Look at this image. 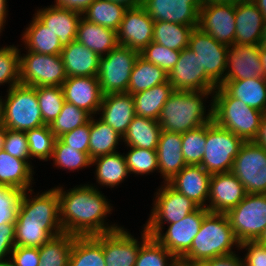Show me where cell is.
Returning <instances> with one entry per match:
<instances>
[{"label": "cell", "mask_w": 266, "mask_h": 266, "mask_svg": "<svg viewBox=\"0 0 266 266\" xmlns=\"http://www.w3.org/2000/svg\"><path fill=\"white\" fill-rule=\"evenodd\" d=\"M58 185L55 187L59 196L60 222L64 232L73 236H96L123 226L117 220L112 223L107 219L115 208L102 189L87 182L69 189H65L63 184Z\"/></svg>", "instance_id": "1"}, {"label": "cell", "mask_w": 266, "mask_h": 266, "mask_svg": "<svg viewBox=\"0 0 266 266\" xmlns=\"http://www.w3.org/2000/svg\"><path fill=\"white\" fill-rule=\"evenodd\" d=\"M63 232L55 186L44 191L22 192L15 215L16 246L39 248Z\"/></svg>", "instance_id": "2"}, {"label": "cell", "mask_w": 266, "mask_h": 266, "mask_svg": "<svg viewBox=\"0 0 266 266\" xmlns=\"http://www.w3.org/2000/svg\"><path fill=\"white\" fill-rule=\"evenodd\" d=\"M213 92L174 90L157 120L162 131L182 134L213 121Z\"/></svg>", "instance_id": "3"}, {"label": "cell", "mask_w": 266, "mask_h": 266, "mask_svg": "<svg viewBox=\"0 0 266 266\" xmlns=\"http://www.w3.org/2000/svg\"><path fill=\"white\" fill-rule=\"evenodd\" d=\"M239 248L240 242L226 213L209 212L204 217L190 249L179 259V263L180 266H193L208 259L233 254Z\"/></svg>", "instance_id": "4"}, {"label": "cell", "mask_w": 266, "mask_h": 266, "mask_svg": "<svg viewBox=\"0 0 266 266\" xmlns=\"http://www.w3.org/2000/svg\"><path fill=\"white\" fill-rule=\"evenodd\" d=\"M263 114L264 112L232 97L222 86H218L213 92V121L244 142L256 139Z\"/></svg>", "instance_id": "5"}, {"label": "cell", "mask_w": 266, "mask_h": 266, "mask_svg": "<svg viewBox=\"0 0 266 266\" xmlns=\"http://www.w3.org/2000/svg\"><path fill=\"white\" fill-rule=\"evenodd\" d=\"M2 125L14 131H27L44 124L36 87L18 84L0 94Z\"/></svg>", "instance_id": "6"}, {"label": "cell", "mask_w": 266, "mask_h": 266, "mask_svg": "<svg viewBox=\"0 0 266 266\" xmlns=\"http://www.w3.org/2000/svg\"><path fill=\"white\" fill-rule=\"evenodd\" d=\"M244 141L214 121L206 124L205 152L201 166L211 175L230 172Z\"/></svg>", "instance_id": "7"}, {"label": "cell", "mask_w": 266, "mask_h": 266, "mask_svg": "<svg viewBox=\"0 0 266 266\" xmlns=\"http://www.w3.org/2000/svg\"><path fill=\"white\" fill-rule=\"evenodd\" d=\"M19 65L22 85L62 86L67 78L60 54L44 55L19 49Z\"/></svg>", "instance_id": "8"}, {"label": "cell", "mask_w": 266, "mask_h": 266, "mask_svg": "<svg viewBox=\"0 0 266 266\" xmlns=\"http://www.w3.org/2000/svg\"><path fill=\"white\" fill-rule=\"evenodd\" d=\"M140 53L127 46L117 45L100 57L97 77L103 95L127 93L131 71Z\"/></svg>", "instance_id": "9"}, {"label": "cell", "mask_w": 266, "mask_h": 266, "mask_svg": "<svg viewBox=\"0 0 266 266\" xmlns=\"http://www.w3.org/2000/svg\"><path fill=\"white\" fill-rule=\"evenodd\" d=\"M226 215L240 243L257 241L266 227V194H247Z\"/></svg>", "instance_id": "10"}, {"label": "cell", "mask_w": 266, "mask_h": 266, "mask_svg": "<svg viewBox=\"0 0 266 266\" xmlns=\"http://www.w3.org/2000/svg\"><path fill=\"white\" fill-rule=\"evenodd\" d=\"M152 198V209L143 227H164L177 223L199 206L168 183H160Z\"/></svg>", "instance_id": "11"}, {"label": "cell", "mask_w": 266, "mask_h": 266, "mask_svg": "<svg viewBox=\"0 0 266 266\" xmlns=\"http://www.w3.org/2000/svg\"><path fill=\"white\" fill-rule=\"evenodd\" d=\"M209 212L207 208L199 207L179 222L167 224V228L144 227V229L179 260L190 249L204 217Z\"/></svg>", "instance_id": "12"}, {"label": "cell", "mask_w": 266, "mask_h": 266, "mask_svg": "<svg viewBox=\"0 0 266 266\" xmlns=\"http://www.w3.org/2000/svg\"><path fill=\"white\" fill-rule=\"evenodd\" d=\"M231 172L243 184L247 194H266V149L254 141L244 142Z\"/></svg>", "instance_id": "13"}, {"label": "cell", "mask_w": 266, "mask_h": 266, "mask_svg": "<svg viewBox=\"0 0 266 266\" xmlns=\"http://www.w3.org/2000/svg\"><path fill=\"white\" fill-rule=\"evenodd\" d=\"M188 48L198 57L201 69H205V73L220 86L224 82L228 46L217 42L197 27L190 33Z\"/></svg>", "instance_id": "14"}, {"label": "cell", "mask_w": 266, "mask_h": 266, "mask_svg": "<svg viewBox=\"0 0 266 266\" xmlns=\"http://www.w3.org/2000/svg\"><path fill=\"white\" fill-rule=\"evenodd\" d=\"M140 227L141 238L139 234L135 237L124 225L115 231L103 233L106 266H135L140 246L150 237L144 227Z\"/></svg>", "instance_id": "15"}, {"label": "cell", "mask_w": 266, "mask_h": 266, "mask_svg": "<svg viewBox=\"0 0 266 266\" xmlns=\"http://www.w3.org/2000/svg\"><path fill=\"white\" fill-rule=\"evenodd\" d=\"M168 81L174 90L214 91L218 85L201 69L196 54L187 48L180 51L178 62L168 74Z\"/></svg>", "instance_id": "16"}, {"label": "cell", "mask_w": 266, "mask_h": 266, "mask_svg": "<svg viewBox=\"0 0 266 266\" xmlns=\"http://www.w3.org/2000/svg\"><path fill=\"white\" fill-rule=\"evenodd\" d=\"M235 23V2L201 6L198 28L223 45H235Z\"/></svg>", "instance_id": "17"}, {"label": "cell", "mask_w": 266, "mask_h": 266, "mask_svg": "<svg viewBox=\"0 0 266 266\" xmlns=\"http://www.w3.org/2000/svg\"><path fill=\"white\" fill-rule=\"evenodd\" d=\"M154 22L142 6L128 8L117 31L118 45L140 53L153 41Z\"/></svg>", "instance_id": "18"}, {"label": "cell", "mask_w": 266, "mask_h": 266, "mask_svg": "<svg viewBox=\"0 0 266 266\" xmlns=\"http://www.w3.org/2000/svg\"><path fill=\"white\" fill-rule=\"evenodd\" d=\"M200 0H143L142 7L154 21L198 27Z\"/></svg>", "instance_id": "19"}, {"label": "cell", "mask_w": 266, "mask_h": 266, "mask_svg": "<svg viewBox=\"0 0 266 266\" xmlns=\"http://www.w3.org/2000/svg\"><path fill=\"white\" fill-rule=\"evenodd\" d=\"M246 195L245 187L231 171L213 174L210 179L207 209L212 213H227Z\"/></svg>", "instance_id": "20"}, {"label": "cell", "mask_w": 266, "mask_h": 266, "mask_svg": "<svg viewBox=\"0 0 266 266\" xmlns=\"http://www.w3.org/2000/svg\"><path fill=\"white\" fill-rule=\"evenodd\" d=\"M259 49V44L228 46L227 67L224 80H243L263 77Z\"/></svg>", "instance_id": "21"}, {"label": "cell", "mask_w": 266, "mask_h": 266, "mask_svg": "<svg viewBox=\"0 0 266 266\" xmlns=\"http://www.w3.org/2000/svg\"><path fill=\"white\" fill-rule=\"evenodd\" d=\"M61 87L66 102L98 116L103 98L98 77H67Z\"/></svg>", "instance_id": "22"}, {"label": "cell", "mask_w": 266, "mask_h": 266, "mask_svg": "<svg viewBox=\"0 0 266 266\" xmlns=\"http://www.w3.org/2000/svg\"><path fill=\"white\" fill-rule=\"evenodd\" d=\"M211 176L201 165H186L167 183L199 207L207 208Z\"/></svg>", "instance_id": "23"}, {"label": "cell", "mask_w": 266, "mask_h": 266, "mask_svg": "<svg viewBox=\"0 0 266 266\" xmlns=\"http://www.w3.org/2000/svg\"><path fill=\"white\" fill-rule=\"evenodd\" d=\"M98 115L101 120L123 137L136 115L134 97L129 93L105 94Z\"/></svg>", "instance_id": "24"}, {"label": "cell", "mask_w": 266, "mask_h": 266, "mask_svg": "<svg viewBox=\"0 0 266 266\" xmlns=\"http://www.w3.org/2000/svg\"><path fill=\"white\" fill-rule=\"evenodd\" d=\"M34 15L58 36L62 46L69 45L76 39V33L82 13L54 5L34 10Z\"/></svg>", "instance_id": "25"}, {"label": "cell", "mask_w": 266, "mask_h": 266, "mask_svg": "<svg viewBox=\"0 0 266 266\" xmlns=\"http://www.w3.org/2000/svg\"><path fill=\"white\" fill-rule=\"evenodd\" d=\"M264 17L254 2H235V45L261 44Z\"/></svg>", "instance_id": "26"}, {"label": "cell", "mask_w": 266, "mask_h": 266, "mask_svg": "<svg viewBox=\"0 0 266 266\" xmlns=\"http://www.w3.org/2000/svg\"><path fill=\"white\" fill-rule=\"evenodd\" d=\"M156 153L161 183L169 182L187 165L182 153L181 133L161 131Z\"/></svg>", "instance_id": "27"}, {"label": "cell", "mask_w": 266, "mask_h": 266, "mask_svg": "<svg viewBox=\"0 0 266 266\" xmlns=\"http://www.w3.org/2000/svg\"><path fill=\"white\" fill-rule=\"evenodd\" d=\"M95 166L96 183H87L97 189L110 188L111 191L116 187H120L126 178L130 176V172L126 165L124 153L117 151L111 154L99 156L91 160V167ZM101 187V188H100ZM104 187V188H103Z\"/></svg>", "instance_id": "28"}, {"label": "cell", "mask_w": 266, "mask_h": 266, "mask_svg": "<svg viewBox=\"0 0 266 266\" xmlns=\"http://www.w3.org/2000/svg\"><path fill=\"white\" fill-rule=\"evenodd\" d=\"M34 165L27 160L13 157L4 150L0 151V187H10L24 192L32 189L35 182Z\"/></svg>", "instance_id": "29"}, {"label": "cell", "mask_w": 266, "mask_h": 266, "mask_svg": "<svg viewBox=\"0 0 266 266\" xmlns=\"http://www.w3.org/2000/svg\"><path fill=\"white\" fill-rule=\"evenodd\" d=\"M60 55L67 77H97L100 56L82 43L72 41Z\"/></svg>", "instance_id": "30"}, {"label": "cell", "mask_w": 266, "mask_h": 266, "mask_svg": "<svg viewBox=\"0 0 266 266\" xmlns=\"http://www.w3.org/2000/svg\"><path fill=\"white\" fill-rule=\"evenodd\" d=\"M32 20L21 32L20 47L22 50L31 51L44 55L61 54L62 44L57 35H55L47 26L42 23L34 14ZM24 48V49H23Z\"/></svg>", "instance_id": "31"}, {"label": "cell", "mask_w": 266, "mask_h": 266, "mask_svg": "<svg viewBox=\"0 0 266 266\" xmlns=\"http://www.w3.org/2000/svg\"><path fill=\"white\" fill-rule=\"evenodd\" d=\"M75 40L100 57L107 55L118 45L115 30L89 22L83 17L79 22Z\"/></svg>", "instance_id": "32"}, {"label": "cell", "mask_w": 266, "mask_h": 266, "mask_svg": "<svg viewBox=\"0 0 266 266\" xmlns=\"http://www.w3.org/2000/svg\"><path fill=\"white\" fill-rule=\"evenodd\" d=\"M220 86L247 106L266 112V78L224 80Z\"/></svg>", "instance_id": "33"}, {"label": "cell", "mask_w": 266, "mask_h": 266, "mask_svg": "<svg viewBox=\"0 0 266 266\" xmlns=\"http://www.w3.org/2000/svg\"><path fill=\"white\" fill-rule=\"evenodd\" d=\"M123 137L97 115L90 118L89 157L91 160L119 151Z\"/></svg>", "instance_id": "34"}, {"label": "cell", "mask_w": 266, "mask_h": 266, "mask_svg": "<svg viewBox=\"0 0 266 266\" xmlns=\"http://www.w3.org/2000/svg\"><path fill=\"white\" fill-rule=\"evenodd\" d=\"M161 131L157 120L135 115L123 136V144L124 146L156 150Z\"/></svg>", "instance_id": "35"}, {"label": "cell", "mask_w": 266, "mask_h": 266, "mask_svg": "<svg viewBox=\"0 0 266 266\" xmlns=\"http://www.w3.org/2000/svg\"><path fill=\"white\" fill-rule=\"evenodd\" d=\"M68 266H106L103 255V234L75 236Z\"/></svg>", "instance_id": "36"}, {"label": "cell", "mask_w": 266, "mask_h": 266, "mask_svg": "<svg viewBox=\"0 0 266 266\" xmlns=\"http://www.w3.org/2000/svg\"><path fill=\"white\" fill-rule=\"evenodd\" d=\"M174 91L169 81L148 90L133 94L135 114L140 117L158 120L161 109Z\"/></svg>", "instance_id": "37"}, {"label": "cell", "mask_w": 266, "mask_h": 266, "mask_svg": "<svg viewBox=\"0 0 266 266\" xmlns=\"http://www.w3.org/2000/svg\"><path fill=\"white\" fill-rule=\"evenodd\" d=\"M167 81L168 74L163 69L139 55L131 71L127 93L133 95Z\"/></svg>", "instance_id": "38"}, {"label": "cell", "mask_w": 266, "mask_h": 266, "mask_svg": "<svg viewBox=\"0 0 266 266\" xmlns=\"http://www.w3.org/2000/svg\"><path fill=\"white\" fill-rule=\"evenodd\" d=\"M128 8L111 0H95L82 13V17L89 22L119 30L125 11Z\"/></svg>", "instance_id": "39"}, {"label": "cell", "mask_w": 266, "mask_h": 266, "mask_svg": "<svg viewBox=\"0 0 266 266\" xmlns=\"http://www.w3.org/2000/svg\"><path fill=\"white\" fill-rule=\"evenodd\" d=\"M75 236L63 232L39 247V266H68Z\"/></svg>", "instance_id": "40"}, {"label": "cell", "mask_w": 266, "mask_h": 266, "mask_svg": "<svg viewBox=\"0 0 266 266\" xmlns=\"http://www.w3.org/2000/svg\"><path fill=\"white\" fill-rule=\"evenodd\" d=\"M193 26H186L167 21H155L153 41L173 50H183L188 47L189 36Z\"/></svg>", "instance_id": "41"}, {"label": "cell", "mask_w": 266, "mask_h": 266, "mask_svg": "<svg viewBox=\"0 0 266 266\" xmlns=\"http://www.w3.org/2000/svg\"><path fill=\"white\" fill-rule=\"evenodd\" d=\"M51 160L53 162L51 165L55 169L65 170L66 173H74L91 167L89 153L75 150V148L64 144L59 138L55 139Z\"/></svg>", "instance_id": "42"}, {"label": "cell", "mask_w": 266, "mask_h": 266, "mask_svg": "<svg viewBox=\"0 0 266 266\" xmlns=\"http://www.w3.org/2000/svg\"><path fill=\"white\" fill-rule=\"evenodd\" d=\"M135 266H180V263L166 247L150 236L140 246Z\"/></svg>", "instance_id": "43"}, {"label": "cell", "mask_w": 266, "mask_h": 266, "mask_svg": "<svg viewBox=\"0 0 266 266\" xmlns=\"http://www.w3.org/2000/svg\"><path fill=\"white\" fill-rule=\"evenodd\" d=\"M128 152H124L126 165L133 177L158 174V158L156 150H148L133 146H125ZM126 153V154H125Z\"/></svg>", "instance_id": "44"}, {"label": "cell", "mask_w": 266, "mask_h": 266, "mask_svg": "<svg viewBox=\"0 0 266 266\" xmlns=\"http://www.w3.org/2000/svg\"><path fill=\"white\" fill-rule=\"evenodd\" d=\"M30 158L36 162H50L53 154V147L56 137L50 130L49 125H43L38 128L25 131Z\"/></svg>", "instance_id": "45"}, {"label": "cell", "mask_w": 266, "mask_h": 266, "mask_svg": "<svg viewBox=\"0 0 266 266\" xmlns=\"http://www.w3.org/2000/svg\"><path fill=\"white\" fill-rule=\"evenodd\" d=\"M90 118L91 115L88 112L65 101L60 114L49 127L54 136L59 138L61 135L87 124Z\"/></svg>", "instance_id": "46"}, {"label": "cell", "mask_w": 266, "mask_h": 266, "mask_svg": "<svg viewBox=\"0 0 266 266\" xmlns=\"http://www.w3.org/2000/svg\"><path fill=\"white\" fill-rule=\"evenodd\" d=\"M36 96L43 122L50 125L60 114L65 102L63 89L61 86L36 87Z\"/></svg>", "instance_id": "47"}, {"label": "cell", "mask_w": 266, "mask_h": 266, "mask_svg": "<svg viewBox=\"0 0 266 266\" xmlns=\"http://www.w3.org/2000/svg\"><path fill=\"white\" fill-rule=\"evenodd\" d=\"M19 44L0 46V87L20 84Z\"/></svg>", "instance_id": "48"}, {"label": "cell", "mask_w": 266, "mask_h": 266, "mask_svg": "<svg viewBox=\"0 0 266 266\" xmlns=\"http://www.w3.org/2000/svg\"><path fill=\"white\" fill-rule=\"evenodd\" d=\"M182 136V153L187 165H201L206 144V124L191 129Z\"/></svg>", "instance_id": "49"}, {"label": "cell", "mask_w": 266, "mask_h": 266, "mask_svg": "<svg viewBox=\"0 0 266 266\" xmlns=\"http://www.w3.org/2000/svg\"><path fill=\"white\" fill-rule=\"evenodd\" d=\"M179 55V50L164 47L154 41H152L140 52V56L142 58L154 65H157L167 74L171 72L175 64L178 62Z\"/></svg>", "instance_id": "50"}, {"label": "cell", "mask_w": 266, "mask_h": 266, "mask_svg": "<svg viewBox=\"0 0 266 266\" xmlns=\"http://www.w3.org/2000/svg\"><path fill=\"white\" fill-rule=\"evenodd\" d=\"M3 150L13 157L27 160L31 165H34L30 158L25 131H14L6 128Z\"/></svg>", "instance_id": "51"}, {"label": "cell", "mask_w": 266, "mask_h": 266, "mask_svg": "<svg viewBox=\"0 0 266 266\" xmlns=\"http://www.w3.org/2000/svg\"><path fill=\"white\" fill-rule=\"evenodd\" d=\"M22 191L10 187H0V225L15 222Z\"/></svg>", "instance_id": "52"}, {"label": "cell", "mask_w": 266, "mask_h": 266, "mask_svg": "<svg viewBox=\"0 0 266 266\" xmlns=\"http://www.w3.org/2000/svg\"><path fill=\"white\" fill-rule=\"evenodd\" d=\"M239 252L243 253L244 266H266V245L258 241H245L240 243Z\"/></svg>", "instance_id": "53"}, {"label": "cell", "mask_w": 266, "mask_h": 266, "mask_svg": "<svg viewBox=\"0 0 266 266\" xmlns=\"http://www.w3.org/2000/svg\"><path fill=\"white\" fill-rule=\"evenodd\" d=\"M59 139L69 147L75 148V150L89 153L90 121L83 126L61 135Z\"/></svg>", "instance_id": "54"}, {"label": "cell", "mask_w": 266, "mask_h": 266, "mask_svg": "<svg viewBox=\"0 0 266 266\" xmlns=\"http://www.w3.org/2000/svg\"><path fill=\"white\" fill-rule=\"evenodd\" d=\"M10 259L14 266H39V248L15 246Z\"/></svg>", "instance_id": "55"}, {"label": "cell", "mask_w": 266, "mask_h": 266, "mask_svg": "<svg viewBox=\"0 0 266 266\" xmlns=\"http://www.w3.org/2000/svg\"><path fill=\"white\" fill-rule=\"evenodd\" d=\"M15 222L0 225V261L9 259L15 248Z\"/></svg>", "instance_id": "56"}, {"label": "cell", "mask_w": 266, "mask_h": 266, "mask_svg": "<svg viewBox=\"0 0 266 266\" xmlns=\"http://www.w3.org/2000/svg\"><path fill=\"white\" fill-rule=\"evenodd\" d=\"M241 252H235L230 255L215 257L197 263L193 266H244Z\"/></svg>", "instance_id": "57"}, {"label": "cell", "mask_w": 266, "mask_h": 266, "mask_svg": "<svg viewBox=\"0 0 266 266\" xmlns=\"http://www.w3.org/2000/svg\"><path fill=\"white\" fill-rule=\"evenodd\" d=\"M95 0H54L51 5L83 13Z\"/></svg>", "instance_id": "58"}, {"label": "cell", "mask_w": 266, "mask_h": 266, "mask_svg": "<svg viewBox=\"0 0 266 266\" xmlns=\"http://www.w3.org/2000/svg\"><path fill=\"white\" fill-rule=\"evenodd\" d=\"M7 1L9 0H0V36H2L3 31H5L6 24L8 25V12L10 11L8 10L9 5Z\"/></svg>", "instance_id": "59"}, {"label": "cell", "mask_w": 266, "mask_h": 266, "mask_svg": "<svg viewBox=\"0 0 266 266\" xmlns=\"http://www.w3.org/2000/svg\"><path fill=\"white\" fill-rule=\"evenodd\" d=\"M254 142L266 149V112L263 114L259 132Z\"/></svg>", "instance_id": "60"}, {"label": "cell", "mask_w": 266, "mask_h": 266, "mask_svg": "<svg viewBox=\"0 0 266 266\" xmlns=\"http://www.w3.org/2000/svg\"><path fill=\"white\" fill-rule=\"evenodd\" d=\"M115 3L122 4L126 8H136L142 6L143 0H111Z\"/></svg>", "instance_id": "61"}, {"label": "cell", "mask_w": 266, "mask_h": 266, "mask_svg": "<svg viewBox=\"0 0 266 266\" xmlns=\"http://www.w3.org/2000/svg\"><path fill=\"white\" fill-rule=\"evenodd\" d=\"M260 46V59L263 68V77L266 78V43L259 44Z\"/></svg>", "instance_id": "62"}, {"label": "cell", "mask_w": 266, "mask_h": 266, "mask_svg": "<svg viewBox=\"0 0 266 266\" xmlns=\"http://www.w3.org/2000/svg\"><path fill=\"white\" fill-rule=\"evenodd\" d=\"M238 0H200L201 5H211V4H227L236 2Z\"/></svg>", "instance_id": "63"}, {"label": "cell", "mask_w": 266, "mask_h": 266, "mask_svg": "<svg viewBox=\"0 0 266 266\" xmlns=\"http://www.w3.org/2000/svg\"><path fill=\"white\" fill-rule=\"evenodd\" d=\"M254 3L256 4L260 12L262 13L264 19H266V0H256L254 1Z\"/></svg>", "instance_id": "64"}, {"label": "cell", "mask_w": 266, "mask_h": 266, "mask_svg": "<svg viewBox=\"0 0 266 266\" xmlns=\"http://www.w3.org/2000/svg\"><path fill=\"white\" fill-rule=\"evenodd\" d=\"M6 135V127H4L2 124L0 125V151L3 150L4 145V138Z\"/></svg>", "instance_id": "65"}, {"label": "cell", "mask_w": 266, "mask_h": 266, "mask_svg": "<svg viewBox=\"0 0 266 266\" xmlns=\"http://www.w3.org/2000/svg\"><path fill=\"white\" fill-rule=\"evenodd\" d=\"M257 241L263 245H266V227H265L264 232L262 233V235L260 236V238Z\"/></svg>", "instance_id": "66"}, {"label": "cell", "mask_w": 266, "mask_h": 266, "mask_svg": "<svg viewBox=\"0 0 266 266\" xmlns=\"http://www.w3.org/2000/svg\"><path fill=\"white\" fill-rule=\"evenodd\" d=\"M0 266H14V264L11 261V259L9 258V259L0 261Z\"/></svg>", "instance_id": "67"}, {"label": "cell", "mask_w": 266, "mask_h": 266, "mask_svg": "<svg viewBox=\"0 0 266 266\" xmlns=\"http://www.w3.org/2000/svg\"><path fill=\"white\" fill-rule=\"evenodd\" d=\"M261 43H266V19L264 20L263 32H262V41Z\"/></svg>", "instance_id": "68"}, {"label": "cell", "mask_w": 266, "mask_h": 266, "mask_svg": "<svg viewBox=\"0 0 266 266\" xmlns=\"http://www.w3.org/2000/svg\"><path fill=\"white\" fill-rule=\"evenodd\" d=\"M2 124V114H1V99H0V125Z\"/></svg>", "instance_id": "69"}, {"label": "cell", "mask_w": 266, "mask_h": 266, "mask_svg": "<svg viewBox=\"0 0 266 266\" xmlns=\"http://www.w3.org/2000/svg\"><path fill=\"white\" fill-rule=\"evenodd\" d=\"M243 1H245V2H254L256 0H243Z\"/></svg>", "instance_id": "70"}]
</instances>
